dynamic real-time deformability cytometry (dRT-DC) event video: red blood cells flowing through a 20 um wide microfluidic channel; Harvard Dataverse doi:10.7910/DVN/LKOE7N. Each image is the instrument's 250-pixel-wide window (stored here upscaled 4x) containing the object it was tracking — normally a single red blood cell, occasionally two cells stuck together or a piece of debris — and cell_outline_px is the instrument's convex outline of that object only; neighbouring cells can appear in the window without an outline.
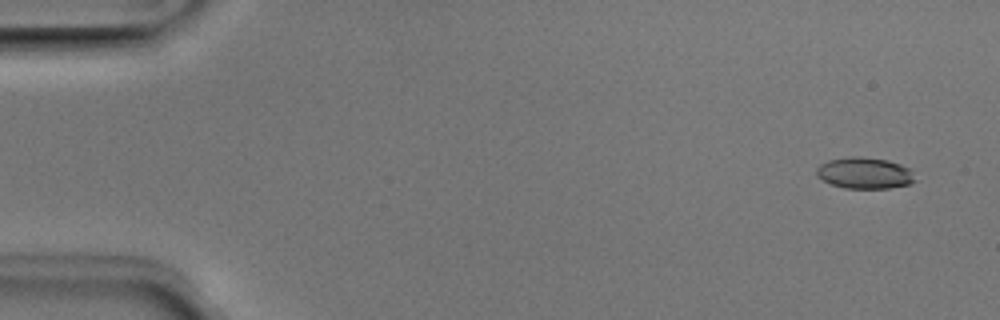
{"species": "Egyptian fruit bat (a non-hibernating species)", "species_latin": "Rousettus aegyptiacus", "temperature_condition": "room temperature", "stored_images_in_passage": 14, "camera_frame_rate_fps": 3000, "um_per_image_px": 0.085, "animal": {"sex": "male"}, "frame": {"image": 1, "passage_image": 3, "time_ms": 0.667, "image_size_px": [1000, 320], "cell_outline_px": [[916, 180], [908, 184], [888, 188], [844, 188], [832, 184], [816, 176], [816, 168], [820, 164], [828, 160], [852, 156], [860, 156], [888, 160], [900, 164], [908, 168], [912, 172]], "centroid_in_image_um": [73.47, 14.7], "position_along_channel_um": 11.5, "area_um2": 17.92}}